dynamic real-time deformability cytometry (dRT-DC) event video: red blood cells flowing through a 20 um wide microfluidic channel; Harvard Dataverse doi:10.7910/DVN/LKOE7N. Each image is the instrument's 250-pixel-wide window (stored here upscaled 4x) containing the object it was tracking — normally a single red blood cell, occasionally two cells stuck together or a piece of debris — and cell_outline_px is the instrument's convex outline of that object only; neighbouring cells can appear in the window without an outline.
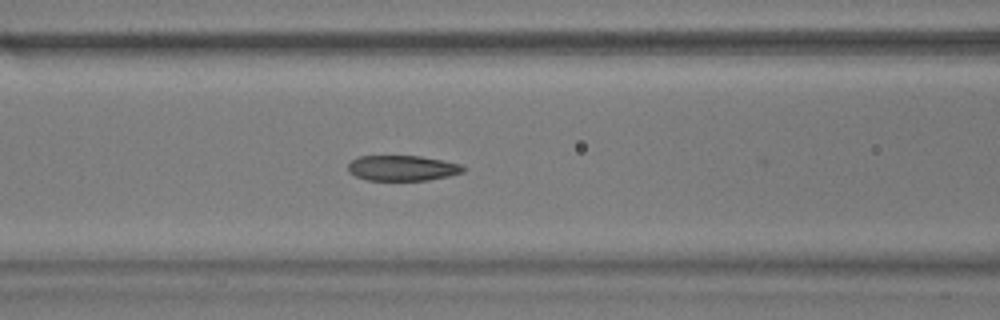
{"species": "common noctule bat (a hibernating species)", "species_latin": "Nyctalus noctula", "temperature_condition": "warm", "stored_images_in_passage": 31, "camera_frame_rate_fps": 3000, "um_per_image_px": 0.085, "animal": {"sex": "male", "body_mass_g": 17.9}, "frame": {"image": 1, "passage_image": 8, "time_ms": 2.333, "image_size_px": [1000, 320], "cell_outline_px": [[464, 172], [448, 176], [428, 180], [368, 180], [356, 176], [348, 172], [348, 164], [352, 160], [360, 156], [420, 156], [460, 164], [464, 168]], "centroid_in_image_um": [34.18, 14.29], "position_along_channel_um": 132.4, "area_um2": 16.88}}
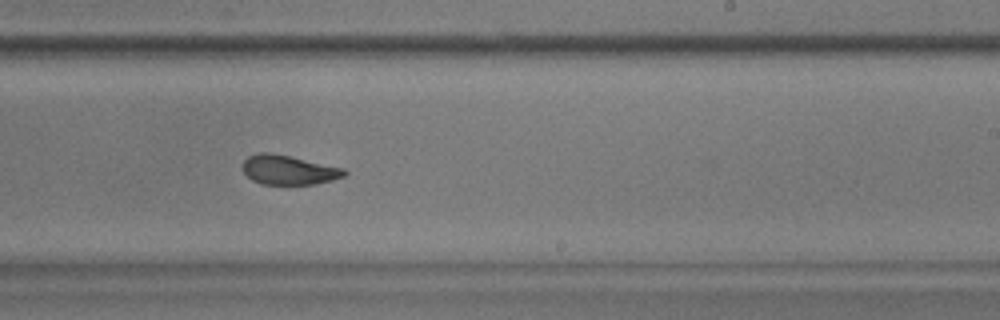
{"frame": {"image": 2, "passage_image": 19, "time_ms": 6.0, "image_size_px": [1000, 320], "cell_outline_px": [[348, 172], [344, 176], [332, 180], [316, 184], [260, 184], [252, 180], [244, 172], [244, 160], [248, 156], [256, 152], [268, 152], [288, 156], [344, 168]], "centroid_in_image_um": [24.53, 14.44], "position_along_channel_um": 264.5, "area_um2": 17.28}}
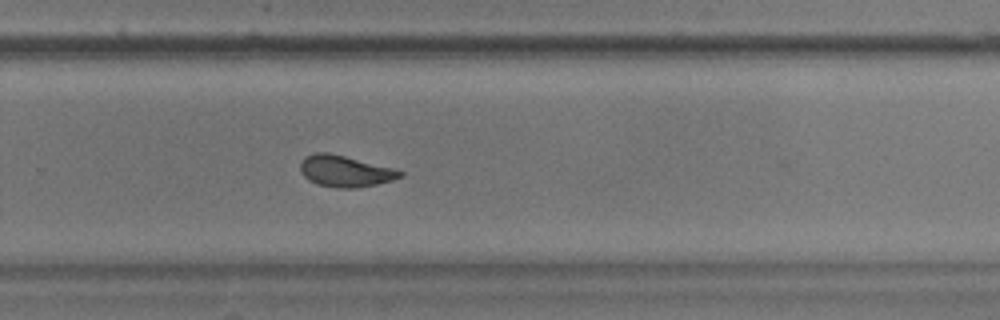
{"frame": {"image": 3, "passage_image": 22, "time_ms": 7.0, "image_size_px": [1000, 320], "cell_outline_px": [[404, 176], [392, 180], [376, 184], [356, 188], [336, 188], [316, 184], [308, 180], [300, 172], [300, 164], [304, 156], [316, 152], [328, 152], [392, 168], [404, 172]], "centroid_in_image_um": [29.3, 14.55], "position_along_channel_um": 300.5, "area_um2": 18.21}, "authors_computed_cell_mechanics": {"area_um2": 17.9758, "velocity_mm_per_s": 3.6123, "shape_relaxation_time_tau1_ms": 5.0342, "shape_relaxation_time_tau2_ms": 2.1969, "deformation_change_tau1": 0.1675, "deformation_change_tau2": 0.0815}}